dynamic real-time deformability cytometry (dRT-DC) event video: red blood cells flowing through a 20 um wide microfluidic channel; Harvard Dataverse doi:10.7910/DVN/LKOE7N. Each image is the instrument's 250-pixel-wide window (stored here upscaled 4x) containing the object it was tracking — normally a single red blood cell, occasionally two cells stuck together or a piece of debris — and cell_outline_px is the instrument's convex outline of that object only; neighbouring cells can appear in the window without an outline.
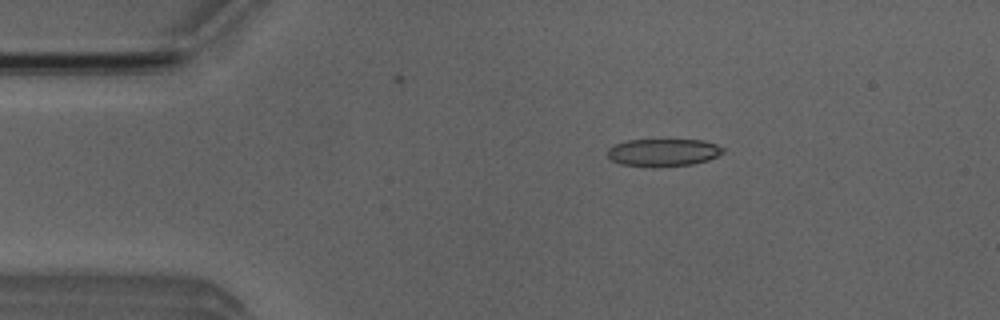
{"species": "Egyptian fruit bat (a non-hibernating species)", "species_latin": "Rousettus aegyptiacus", "temperature_condition": "room temperature", "stored_images_in_passage": 52, "camera_frame_rate_fps": 3000, "um_per_image_px": 0.085, "animal": {"sex": "male"}, "frame": {"image": 1, "passage_image": 9, "time_ms": 2.667, "image_size_px": [1000, 320], "cell_outline_px": [[724, 152], [708, 160], [692, 164], [656, 168], [620, 164], [612, 160], [608, 156], [608, 148], [616, 144], [628, 140], [700, 140], [716, 144], [724, 148]], "centroid_in_image_um": [56.37, 12.97], "position_along_channel_um": 28.6, "area_um2": 18.61}}
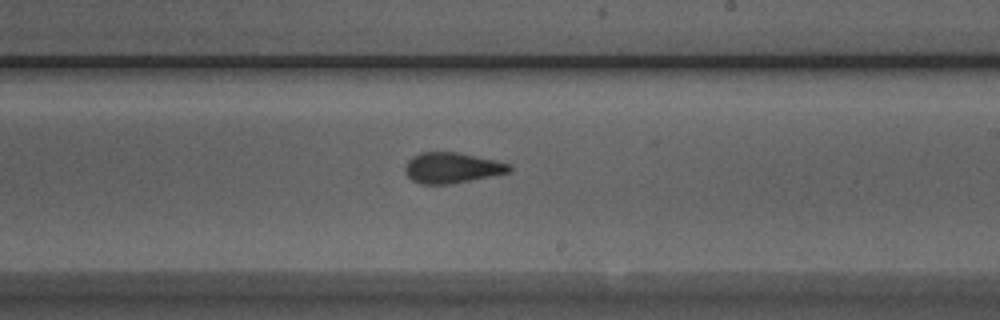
{"frame": {"image": 2, "passage_image": 30, "time_ms": 9.667, "image_size_px": [1000, 320], "cell_outline_px": [[512, 168], [508, 172], [452, 184], [420, 184], [412, 180], [404, 172], [404, 164], [412, 156], [420, 152], [456, 152], [496, 160], [512, 164]], "centroid_in_image_um": [38.37, 14.26], "position_along_channel_um": 250.6, "area_um2": 18.67}}
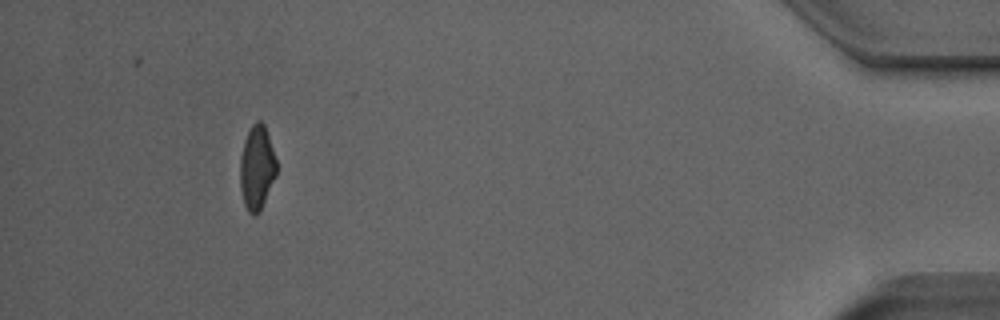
{"frame": {"image": 3, "passage_image": 48, "time_ms": 15.667, "image_size_px": [1000, 320], "cell_outline_px": [[276, 176], [260, 212], [256, 216], [252, 216], [248, 212], [244, 204], [240, 188], [240, 156], [244, 140], [252, 124], [256, 120], [260, 120], [264, 124], [276, 160]], "centroid_in_image_um": [21.82, 14.29], "position_along_channel_um": 413.4, "area_um2": 17.98}, "authors_computed_cell_mechanics": {"area_um2": 18.9295, "velocity_mm_per_s": 3.8926, "shape_relaxation_time_tau1_ms": null, "shape_relaxation_time_tau2_ms": 1.9905, "deformation_change_tau1": null, "deformation_change_tau2": 0.0836}}